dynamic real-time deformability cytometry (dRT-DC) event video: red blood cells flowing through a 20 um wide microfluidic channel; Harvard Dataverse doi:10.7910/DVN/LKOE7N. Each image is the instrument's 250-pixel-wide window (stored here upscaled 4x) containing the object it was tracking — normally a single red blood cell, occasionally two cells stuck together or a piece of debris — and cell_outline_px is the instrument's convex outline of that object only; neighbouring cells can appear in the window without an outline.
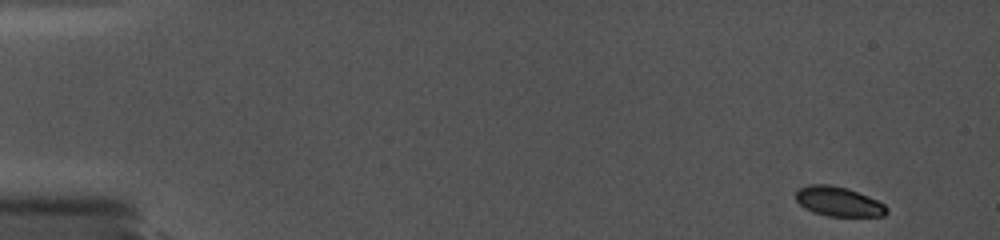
{"species": "common noctule bat (a hibernating species)", "species_latin": "Nyctalus noctula", "temperature_condition": "cold", "stored_images_in_passage": 90, "camera_frame_rate_fps": 5000, "um_per_image_px": 0.085, "animal": {"sex": "female", "body_mass_g": 19.0, "forearm_length_mm": 56.7}, "frame": {"image": 1, "passage_image": 1, "time_ms": 0.0, "image_size_px": [1000, 240], "cell_outline_px": [[888, 212], [884, 216], [828, 216], [812, 212], [804, 208], [796, 200], [796, 188], [808, 184], [828, 184], [848, 188], [868, 196], [884, 204], [888, 208]], "centroid_in_image_um": [71.24, 17.12], "position_along_channel_um": 13.8, "area_um2": 15.84}}
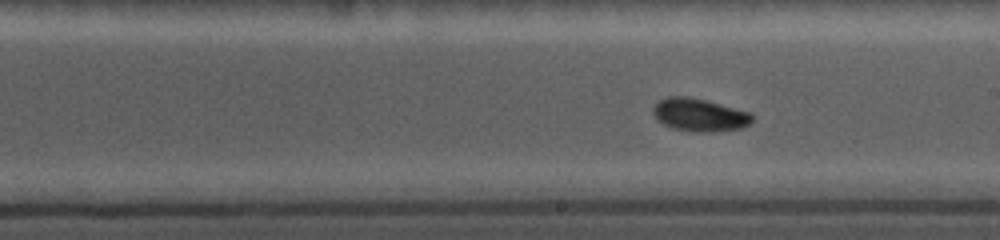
{"frame": {"image": 2, "passage_image": 47, "time_ms": 9.4, "image_size_px": [1000, 240], "cell_outline_px": [[752, 120], [748, 124], [740, 128], [712, 132], [696, 132], [672, 128], [664, 124], [652, 112], [652, 108], [660, 100], [668, 96], [688, 96], [752, 112]], "centroid_in_image_um": [59.46, 9.76], "position_along_channel_um": 229.5, "area_um2": 18.79}}
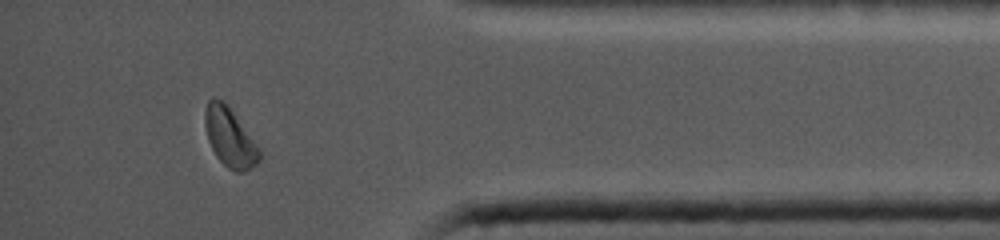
{"frame": {"image": 3, "passage_image": 80, "time_ms": 14.6, "image_size_px": [1000, 240], "cell_outline_px": [[260, 160], [256, 164], [244, 172], [236, 172], [228, 168], [216, 156], [208, 140], [204, 124], [204, 112], [208, 100], [212, 96], [224, 100], [228, 104], [256, 144], [260, 152]], "centroid_in_image_um": [19.5, 11.64], "position_along_channel_um": 415.7, "area_um2": 18.73}}